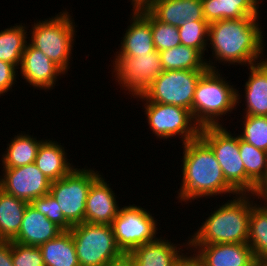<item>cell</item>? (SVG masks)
<instances>
[{
	"label": "cell",
	"instance_id": "obj_17",
	"mask_svg": "<svg viewBox=\"0 0 267 266\" xmlns=\"http://www.w3.org/2000/svg\"><path fill=\"white\" fill-rule=\"evenodd\" d=\"M110 186L103 174L92 183L86 200V223L111 225L116 218L120 207Z\"/></svg>",
	"mask_w": 267,
	"mask_h": 266
},
{
	"label": "cell",
	"instance_id": "obj_1",
	"mask_svg": "<svg viewBox=\"0 0 267 266\" xmlns=\"http://www.w3.org/2000/svg\"><path fill=\"white\" fill-rule=\"evenodd\" d=\"M260 17L241 19H223L209 24L208 48L212 57L206 60L208 69L219 70L216 63L251 66L266 60L263 56V29L259 24ZM263 57V59H262ZM214 61V62H213ZM215 63V64H214Z\"/></svg>",
	"mask_w": 267,
	"mask_h": 266
},
{
	"label": "cell",
	"instance_id": "obj_28",
	"mask_svg": "<svg viewBox=\"0 0 267 266\" xmlns=\"http://www.w3.org/2000/svg\"><path fill=\"white\" fill-rule=\"evenodd\" d=\"M159 53L164 70H208L206 56L193 47L180 44Z\"/></svg>",
	"mask_w": 267,
	"mask_h": 266
},
{
	"label": "cell",
	"instance_id": "obj_13",
	"mask_svg": "<svg viewBox=\"0 0 267 266\" xmlns=\"http://www.w3.org/2000/svg\"><path fill=\"white\" fill-rule=\"evenodd\" d=\"M2 169L0 188L11 196L30 203L49 194L52 181L37 168L35 163Z\"/></svg>",
	"mask_w": 267,
	"mask_h": 266
},
{
	"label": "cell",
	"instance_id": "obj_4",
	"mask_svg": "<svg viewBox=\"0 0 267 266\" xmlns=\"http://www.w3.org/2000/svg\"><path fill=\"white\" fill-rule=\"evenodd\" d=\"M220 73V70L208 69L196 84L192 116L201 128L223 126V115L231 114L238 108L237 88Z\"/></svg>",
	"mask_w": 267,
	"mask_h": 266
},
{
	"label": "cell",
	"instance_id": "obj_40",
	"mask_svg": "<svg viewBox=\"0 0 267 266\" xmlns=\"http://www.w3.org/2000/svg\"><path fill=\"white\" fill-rule=\"evenodd\" d=\"M256 197L259 202H262L261 204H264L263 206L267 208V179L258 187V190L256 192ZM266 203V204H265Z\"/></svg>",
	"mask_w": 267,
	"mask_h": 266
},
{
	"label": "cell",
	"instance_id": "obj_12",
	"mask_svg": "<svg viewBox=\"0 0 267 266\" xmlns=\"http://www.w3.org/2000/svg\"><path fill=\"white\" fill-rule=\"evenodd\" d=\"M111 62L112 77L114 75L120 90L128 91L131 99L132 96L141 94L164 71L157 50L136 57L115 56Z\"/></svg>",
	"mask_w": 267,
	"mask_h": 266
},
{
	"label": "cell",
	"instance_id": "obj_29",
	"mask_svg": "<svg viewBox=\"0 0 267 266\" xmlns=\"http://www.w3.org/2000/svg\"><path fill=\"white\" fill-rule=\"evenodd\" d=\"M252 198L247 243L257 261H267V208L256 203V195Z\"/></svg>",
	"mask_w": 267,
	"mask_h": 266
},
{
	"label": "cell",
	"instance_id": "obj_10",
	"mask_svg": "<svg viewBox=\"0 0 267 266\" xmlns=\"http://www.w3.org/2000/svg\"><path fill=\"white\" fill-rule=\"evenodd\" d=\"M142 102L147 125L157 139L169 140L181 136V143L184 144L200 136L201 127L190 110L170 104Z\"/></svg>",
	"mask_w": 267,
	"mask_h": 266
},
{
	"label": "cell",
	"instance_id": "obj_33",
	"mask_svg": "<svg viewBox=\"0 0 267 266\" xmlns=\"http://www.w3.org/2000/svg\"><path fill=\"white\" fill-rule=\"evenodd\" d=\"M151 31L154 47L158 52L174 48L181 44L178 27L161 22L152 15Z\"/></svg>",
	"mask_w": 267,
	"mask_h": 266
},
{
	"label": "cell",
	"instance_id": "obj_11",
	"mask_svg": "<svg viewBox=\"0 0 267 266\" xmlns=\"http://www.w3.org/2000/svg\"><path fill=\"white\" fill-rule=\"evenodd\" d=\"M136 204L120 207L111 226L118 248L128 254L142 244L155 241L158 225L149 210ZM158 232V233H157Z\"/></svg>",
	"mask_w": 267,
	"mask_h": 266
},
{
	"label": "cell",
	"instance_id": "obj_39",
	"mask_svg": "<svg viewBox=\"0 0 267 266\" xmlns=\"http://www.w3.org/2000/svg\"><path fill=\"white\" fill-rule=\"evenodd\" d=\"M186 255L176 266H202L201 263L193 256V254L185 252ZM188 254V255H187Z\"/></svg>",
	"mask_w": 267,
	"mask_h": 266
},
{
	"label": "cell",
	"instance_id": "obj_14",
	"mask_svg": "<svg viewBox=\"0 0 267 266\" xmlns=\"http://www.w3.org/2000/svg\"><path fill=\"white\" fill-rule=\"evenodd\" d=\"M202 266H254L256 260L248 243L189 245Z\"/></svg>",
	"mask_w": 267,
	"mask_h": 266
},
{
	"label": "cell",
	"instance_id": "obj_20",
	"mask_svg": "<svg viewBox=\"0 0 267 266\" xmlns=\"http://www.w3.org/2000/svg\"><path fill=\"white\" fill-rule=\"evenodd\" d=\"M63 231L60 226L50 221L29 203L24 212L20 230L12 241L22 245L39 247Z\"/></svg>",
	"mask_w": 267,
	"mask_h": 266
},
{
	"label": "cell",
	"instance_id": "obj_24",
	"mask_svg": "<svg viewBox=\"0 0 267 266\" xmlns=\"http://www.w3.org/2000/svg\"><path fill=\"white\" fill-rule=\"evenodd\" d=\"M239 151L246 173V194L255 195L267 179V152L239 137Z\"/></svg>",
	"mask_w": 267,
	"mask_h": 266
},
{
	"label": "cell",
	"instance_id": "obj_18",
	"mask_svg": "<svg viewBox=\"0 0 267 266\" xmlns=\"http://www.w3.org/2000/svg\"><path fill=\"white\" fill-rule=\"evenodd\" d=\"M158 236L155 241L142 244L128 253L136 266H176L189 252V240L182 244ZM179 245V246H178ZM182 248H186L182 249ZM183 251V252H182Z\"/></svg>",
	"mask_w": 267,
	"mask_h": 266
},
{
	"label": "cell",
	"instance_id": "obj_30",
	"mask_svg": "<svg viewBox=\"0 0 267 266\" xmlns=\"http://www.w3.org/2000/svg\"><path fill=\"white\" fill-rule=\"evenodd\" d=\"M17 24L0 31V60L15 65L19 69L28 43V28L24 23Z\"/></svg>",
	"mask_w": 267,
	"mask_h": 266
},
{
	"label": "cell",
	"instance_id": "obj_22",
	"mask_svg": "<svg viewBox=\"0 0 267 266\" xmlns=\"http://www.w3.org/2000/svg\"><path fill=\"white\" fill-rule=\"evenodd\" d=\"M67 154L61 143L59 144L53 139H44L40 144L34 163L49 180L56 181L75 168L67 159Z\"/></svg>",
	"mask_w": 267,
	"mask_h": 266
},
{
	"label": "cell",
	"instance_id": "obj_36",
	"mask_svg": "<svg viewBox=\"0 0 267 266\" xmlns=\"http://www.w3.org/2000/svg\"><path fill=\"white\" fill-rule=\"evenodd\" d=\"M16 69L18 68L15 65L0 60V96L4 93L6 95L8 91L12 90V87H15L16 75H18Z\"/></svg>",
	"mask_w": 267,
	"mask_h": 266
},
{
	"label": "cell",
	"instance_id": "obj_34",
	"mask_svg": "<svg viewBox=\"0 0 267 266\" xmlns=\"http://www.w3.org/2000/svg\"><path fill=\"white\" fill-rule=\"evenodd\" d=\"M30 204L41 214L45 215L50 221L60 226L63 230H70L72 228V225L64 218L57 201L50 193L32 200Z\"/></svg>",
	"mask_w": 267,
	"mask_h": 266
},
{
	"label": "cell",
	"instance_id": "obj_8",
	"mask_svg": "<svg viewBox=\"0 0 267 266\" xmlns=\"http://www.w3.org/2000/svg\"><path fill=\"white\" fill-rule=\"evenodd\" d=\"M199 137L212 149L227 183L238 194H246V173L239 151V135L232 134L224 126H206L200 129Z\"/></svg>",
	"mask_w": 267,
	"mask_h": 266
},
{
	"label": "cell",
	"instance_id": "obj_7",
	"mask_svg": "<svg viewBox=\"0 0 267 266\" xmlns=\"http://www.w3.org/2000/svg\"><path fill=\"white\" fill-rule=\"evenodd\" d=\"M206 71L164 70L141 94L138 101H150L186 108L192 114L195 87Z\"/></svg>",
	"mask_w": 267,
	"mask_h": 266
},
{
	"label": "cell",
	"instance_id": "obj_23",
	"mask_svg": "<svg viewBox=\"0 0 267 266\" xmlns=\"http://www.w3.org/2000/svg\"><path fill=\"white\" fill-rule=\"evenodd\" d=\"M262 0H202L203 15L210 24L223 19L260 17Z\"/></svg>",
	"mask_w": 267,
	"mask_h": 266
},
{
	"label": "cell",
	"instance_id": "obj_9",
	"mask_svg": "<svg viewBox=\"0 0 267 266\" xmlns=\"http://www.w3.org/2000/svg\"><path fill=\"white\" fill-rule=\"evenodd\" d=\"M93 168H75L52 181L49 193L57 201L64 218L73 226L85 222L86 200L92 183L101 175Z\"/></svg>",
	"mask_w": 267,
	"mask_h": 266
},
{
	"label": "cell",
	"instance_id": "obj_31",
	"mask_svg": "<svg viewBox=\"0 0 267 266\" xmlns=\"http://www.w3.org/2000/svg\"><path fill=\"white\" fill-rule=\"evenodd\" d=\"M239 137L254 147L267 152V116L243 115Z\"/></svg>",
	"mask_w": 267,
	"mask_h": 266
},
{
	"label": "cell",
	"instance_id": "obj_21",
	"mask_svg": "<svg viewBox=\"0 0 267 266\" xmlns=\"http://www.w3.org/2000/svg\"><path fill=\"white\" fill-rule=\"evenodd\" d=\"M247 68L250 72L244 85L245 96L239 93L238 88L237 106L241 98H245L244 115L267 116V59Z\"/></svg>",
	"mask_w": 267,
	"mask_h": 266
},
{
	"label": "cell",
	"instance_id": "obj_3",
	"mask_svg": "<svg viewBox=\"0 0 267 266\" xmlns=\"http://www.w3.org/2000/svg\"><path fill=\"white\" fill-rule=\"evenodd\" d=\"M253 196L238 194L233 196V200L214 207L198 230L188 237L189 245L247 243Z\"/></svg>",
	"mask_w": 267,
	"mask_h": 266
},
{
	"label": "cell",
	"instance_id": "obj_32",
	"mask_svg": "<svg viewBox=\"0 0 267 266\" xmlns=\"http://www.w3.org/2000/svg\"><path fill=\"white\" fill-rule=\"evenodd\" d=\"M208 27L207 21H193L182 23L179 29V36L182 45L193 47L205 55L208 51Z\"/></svg>",
	"mask_w": 267,
	"mask_h": 266
},
{
	"label": "cell",
	"instance_id": "obj_19",
	"mask_svg": "<svg viewBox=\"0 0 267 266\" xmlns=\"http://www.w3.org/2000/svg\"><path fill=\"white\" fill-rule=\"evenodd\" d=\"M145 9L155 19L176 27L184 22L206 21L202 0H153Z\"/></svg>",
	"mask_w": 267,
	"mask_h": 266
},
{
	"label": "cell",
	"instance_id": "obj_5",
	"mask_svg": "<svg viewBox=\"0 0 267 266\" xmlns=\"http://www.w3.org/2000/svg\"><path fill=\"white\" fill-rule=\"evenodd\" d=\"M69 10L59 12L53 17L37 20L31 24L28 42L41 50L51 61L58 65L66 74L70 69V59L75 42L76 24ZM31 38V39H29Z\"/></svg>",
	"mask_w": 267,
	"mask_h": 266
},
{
	"label": "cell",
	"instance_id": "obj_37",
	"mask_svg": "<svg viewBox=\"0 0 267 266\" xmlns=\"http://www.w3.org/2000/svg\"><path fill=\"white\" fill-rule=\"evenodd\" d=\"M0 266H14L12 261V241H0Z\"/></svg>",
	"mask_w": 267,
	"mask_h": 266
},
{
	"label": "cell",
	"instance_id": "obj_27",
	"mask_svg": "<svg viewBox=\"0 0 267 266\" xmlns=\"http://www.w3.org/2000/svg\"><path fill=\"white\" fill-rule=\"evenodd\" d=\"M28 204L0 188V241H12L17 236Z\"/></svg>",
	"mask_w": 267,
	"mask_h": 266
},
{
	"label": "cell",
	"instance_id": "obj_38",
	"mask_svg": "<svg viewBox=\"0 0 267 266\" xmlns=\"http://www.w3.org/2000/svg\"><path fill=\"white\" fill-rule=\"evenodd\" d=\"M106 266H136L129 254L123 253L119 258L111 261Z\"/></svg>",
	"mask_w": 267,
	"mask_h": 266
},
{
	"label": "cell",
	"instance_id": "obj_25",
	"mask_svg": "<svg viewBox=\"0 0 267 266\" xmlns=\"http://www.w3.org/2000/svg\"><path fill=\"white\" fill-rule=\"evenodd\" d=\"M43 141V139L37 140V137L21 131V133L14 135V138H11L10 143L8 142L0 160L2 161L1 165L3 168H16L34 163Z\"/></svg>",
	"mask_w": 267,
	"mask_h": 266
},
{
	"label": "cell",
	"instance_id": "obj_35",
	"mask_svg": "<svg viewBox=\"0 0 267 266\" xmlns=\"http://www.w3.org/2000/svg\"><path fill=\"white\" fill-rule=\"evenodd\" d=\"M12 261L14 266H45L39 247L22 245L13 241Z\"/></svg>",
	"mask_w": 267,
	"mask_h": 266
},
{
	"label": "cell",
	"instance_id": "obj_16",
	"mask_svg": "<svg viewBox=\"0 0 267 266\" xmlns=\"http://www.w3.org/2000/svg\"><path fill=\"white\" fill-rule=\"evenodd\" d=\"M130 25L124 30L115 56L136 57L156 51L151 31V14L146 9L131 10Z\"/></svg>",
	"mask_w": 267,
	"mask_h": 266
},
{
	"label": "cell",
	"instance_id": "obj_15",
	"mask_svg": "<svg viewBox=\"0 0 267 266\" xmlns=\"http://www.w3.org/2000/svg\"><path fill=\"white\" fill-rule=\"evenodd\" d=\"M18 70L26 83L34 89L45 91L53 90L58 77L66 75L58 65L29 42L26 44Z\"/></svg>",
	"mask_w": 267,
	"mask_h": 266
},
{
	"label": "cell",
	"instance_id": "obj_2",
	"mask_svg": "<svg viewBox=\"0 0 267 266\" xmlns=\"http://www.w3.org/2000/svg\"><path fill=\"white\" fill-rule=\"evenodd\" d=\"M182 145V182L176 191L180 203L223 194L238 195L227 183L212 149L200 137Z\"/></svg>",
	"mask_w": 267,
	"mask_h": 266
},
{
	"label": "cell",
	"instance_id": "obj_41",
	"mask_svg": "<svg viewBox=\"0 0 267 266\" xmlns=\"http://www.w3.org/2000/svg\"><path fill=\"white\" fill-rule=\"evenodd\" d=\"M153 0H130L132 10L145 9Z\"/></svg>",
	"mask_w": 267,
	"mask_h": 266
},
{
	"label": "cell",
	"instance_id": "obj_42",
	"mask_svg": "<svg viewBox=\"0 0 267 266\" xmlns=\"http://www.w3.org/2000/svg\"><path fill=\"white\" fill-rule=\"evenodd\" d=\"M254 266H267V261H258Z\"/></svg>",
	"mask_w": 267,
	"mask_h": 266
},
{
	"label": "cell",
	"instance_id": "obj_26",
	"mask_svg": "<svg viewBox=\"0 0 267 266\" xmlns=\"http://www.w3.org/2000/svg\"><path fill=\"white\" fill-rule=\"evenodd\" d=\"M45 266H80L70 230L39 246Z\"/></svg>",
	"mask_w": 267,
	"mask_h": 266
},
{
	"label": "cell",
	"instance_id": "obj_6",
	"mask_svg": "<svg viewBox=\"0 0 267 266\" xmlns=\"http://www.w3.org/2000/svg\"><path fill=\"white\" fill-rule=\"evenodd\" d=\"M80 266H106L123 253L111 225L80 223L70 229Z\"/></svg>",
	"mask_w": 267,
	"mask_h": 266
}]
</instances>
